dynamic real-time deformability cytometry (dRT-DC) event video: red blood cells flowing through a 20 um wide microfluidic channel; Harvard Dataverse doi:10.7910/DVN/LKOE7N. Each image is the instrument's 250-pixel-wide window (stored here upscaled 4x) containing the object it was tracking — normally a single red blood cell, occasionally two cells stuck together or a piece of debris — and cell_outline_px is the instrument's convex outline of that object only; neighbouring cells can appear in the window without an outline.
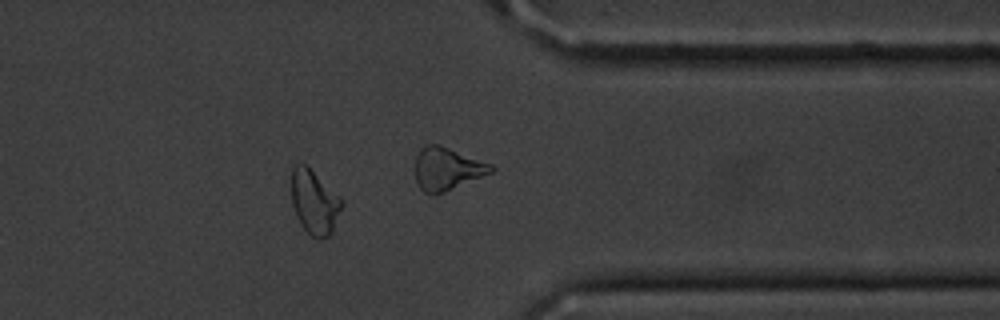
{"species": "common noctule bat (a hibernating species)", "species_latin": "Nyctalus noctula", "temperature_condition": "cold", "stored_images_in_passage": 15, "camera_frame_rate_fps": 3000, "um_per_image_px": 0.085, "animal": {"sex": "male", "body_mass_g": 20.1, "forearm_length_mm": 53.5}, "frame": {"image": 1, "passage_image": 13, "time_ms": 14.667, "image_size_px": [1000, 320], "cell_outline_px": [[344, 204], [332, 232], [328, 236], [320, 240], [316, 240], [300, 224], [296, 216], [292, 204], [292, 168], [296, 164], [304, 164], [340, 196], [344, 200]], "centroid_in_image_um": [26.74, 17.22], "position_along_channel_um": 384.7, "area_um2": 18.79}, "authors_computed_cell_mechanics": {"area_um2": 18.785, "velocity_mm_per_s": 3.6046, "shape_relaxation_time_tau1_ms": 5.035, "shape_relaxation_time_tau2_ms": null, "deformation_change_tau1": 0.105, "deformation_change_tau2": null}}